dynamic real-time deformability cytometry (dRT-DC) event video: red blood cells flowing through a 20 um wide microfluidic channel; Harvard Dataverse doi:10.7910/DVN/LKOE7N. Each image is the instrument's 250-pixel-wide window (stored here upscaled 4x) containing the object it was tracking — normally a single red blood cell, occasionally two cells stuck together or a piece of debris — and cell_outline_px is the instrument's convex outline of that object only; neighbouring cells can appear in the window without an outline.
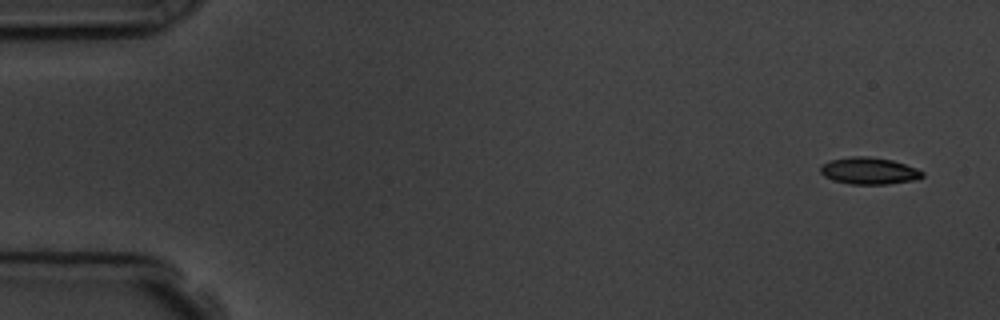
{"species": "common noctule bat (a hibernating species)", "species_latin": "Nyctalus noctula", "temperature_condition": "room temperature", "stored_images_in_passage": 4, "camera_frame_rate_fps": 3000, "um_per_image_px": 0.085, "animal": {"sex": "male", "body_mass_g": 19.5, "forearm_length_mm": 54.6}, "frame": {"image": 1, "passage_image": 1, "time_ms": 0.0, "image_size_px": [1000, 320], "cell_outline_px": [[924, 176], [916, 180], [888, 184], [848, 184], [832, 180], [824, 176], [820, 172], [820, 164], [828, 160], [852, 156], [868, 156], [892, 160], [916, 168], [924, 172]], "centroid_in_image_um": [73.84, 14.52], "position_along_channel_um": 11.2, "area_um2": 16.18}}
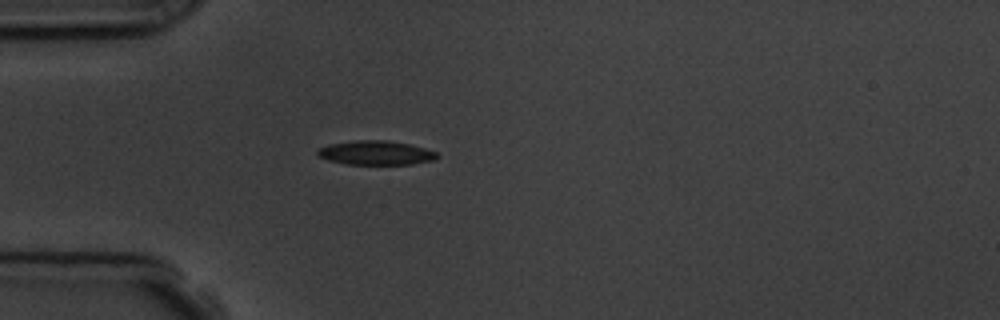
{"frame": {"image": 2, "passage_image": 4, "time_ms": 4.333, "image_size_px": [1000, 320], "cell_outline_px": [[440, 156], [432, 160], [412, 164], [348, 164], [328, 160], [320, 156], [316, 152], [320, 148], [328, 144], [352, 140], [388, 140], [408, 144], [424, 148], [436, 152]], "centroid_in_image_um": [31.94, 12.98], "position_along_channel_um": 53.1, "area_um2": 16.7}}